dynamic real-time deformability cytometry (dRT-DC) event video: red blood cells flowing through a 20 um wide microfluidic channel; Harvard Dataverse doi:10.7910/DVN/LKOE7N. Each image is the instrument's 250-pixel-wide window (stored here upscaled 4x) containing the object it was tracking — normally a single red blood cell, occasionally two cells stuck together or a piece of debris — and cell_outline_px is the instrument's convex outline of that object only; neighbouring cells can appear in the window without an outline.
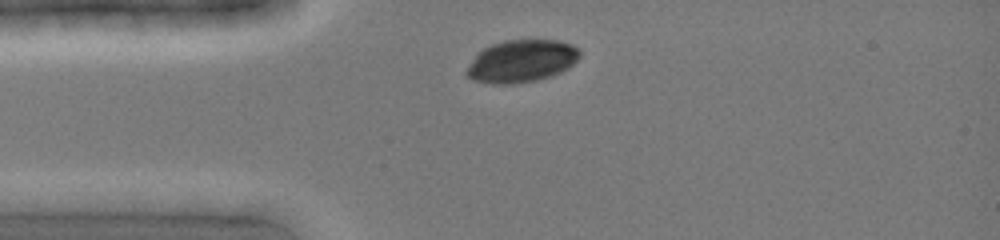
{"species": "common noctule bat (a hibernating species)", "species_latin": "Nyctalus noctula", "temperature_condition": "cold", "stored_images_in_passage": 8, "segment_of_instrument_passage": [2, 2], "camera_frame_rate_fps": 3000, "um_per_image_px": 0.085, "animal": {"sex": "female", "body_mass_g": 19.0, "forearm_length_mm": 51.5}, "frame": {"image": 1, "passage_image": 4, "time_ms": 1.0, "image_size_px": [1000, 240], "cell_outline_px": [[272, 200], [244, 216], [216, 216], [184, 200], [196, 192], [260, 196]], "centroid_in_image_um": [19.29, 17.29], "position_along_channel_um": 65.7, "area_um2": 10.0}}